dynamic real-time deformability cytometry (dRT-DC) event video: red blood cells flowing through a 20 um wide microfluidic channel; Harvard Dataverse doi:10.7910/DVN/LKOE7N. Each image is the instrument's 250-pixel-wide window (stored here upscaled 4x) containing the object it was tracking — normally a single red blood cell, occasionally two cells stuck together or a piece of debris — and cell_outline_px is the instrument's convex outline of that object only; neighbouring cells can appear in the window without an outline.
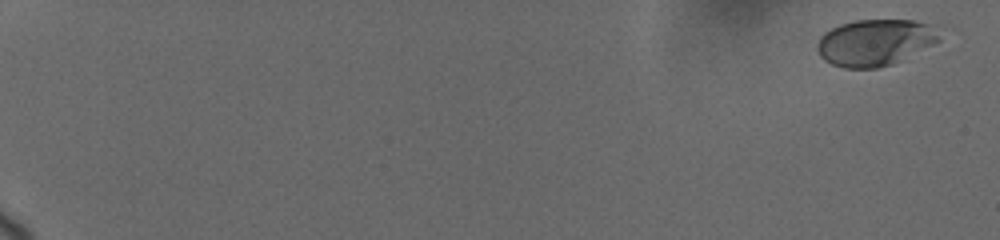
{"species": "human", "species_latin": "Homo sapiens", "temperature_condition": "cold", "stored_images_in_passage": 7, "camera_frame_rate_fps": 3000, "um_per_image_px": 0.085, "donor": {"sex": "female"}, "frame": {"image": 1, "passage_image": 1, "time_ms": 0.0, "image_size_px": [1000, 240], "cell_outline_px": [[952, 28], [940, 40], [892, 64], [876, 68], [844, 68], [832, 64], [824, 60], [820, 56], [816, 48], [816, 44], [820, 36], [824, 32], [840, 24], [856, 20], [912, 20], [940, 24]], "centroid_in_image_um": [74.52, 3.56], "position_along_channel_um": 10.5, "area_um2": 34.1}}